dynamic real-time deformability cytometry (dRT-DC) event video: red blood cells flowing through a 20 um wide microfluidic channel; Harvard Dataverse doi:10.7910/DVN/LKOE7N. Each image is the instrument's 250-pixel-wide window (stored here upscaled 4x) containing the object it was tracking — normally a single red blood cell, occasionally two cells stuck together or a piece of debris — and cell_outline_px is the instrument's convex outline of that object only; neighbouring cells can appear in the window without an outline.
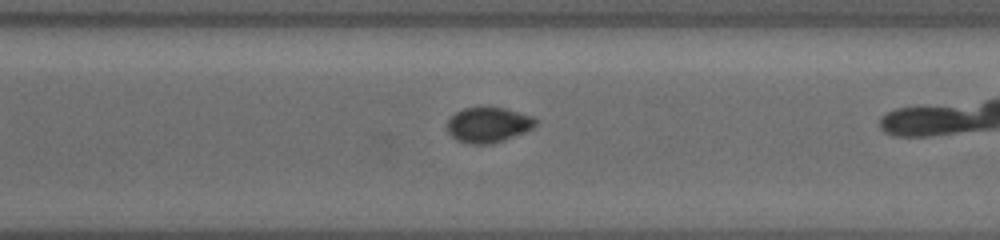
{"species": "common noctule bat (a hibernating species)", "species_latin": "Nyctalus noctula", "temperature_condition": "cold", "stored_images_in_passage": 22, "camera_frame_rate_fps": 3000, "um_per_image_px": 0.085, "animal": {"sex": "female", "body_mass_g": 19.5, "forearm_length_mm": 54.1}, "frame": {"image": 1, "passage_image": 16, "time_ms": 5.667, "image_size_px": [1000, 240], "cell_outline_px": [[536, 124], [532, 128], [492, 144], [472, 144], [456, 140], [448, 132], [448, 120], [456, 112], [464, 108], [480, 104], [504, 108], [532, 116], [536, 120]], "centroid_in_image_um": [41.46, 10.57], "position_along_channel_um": 329.1, "area_um2": 18.26}}